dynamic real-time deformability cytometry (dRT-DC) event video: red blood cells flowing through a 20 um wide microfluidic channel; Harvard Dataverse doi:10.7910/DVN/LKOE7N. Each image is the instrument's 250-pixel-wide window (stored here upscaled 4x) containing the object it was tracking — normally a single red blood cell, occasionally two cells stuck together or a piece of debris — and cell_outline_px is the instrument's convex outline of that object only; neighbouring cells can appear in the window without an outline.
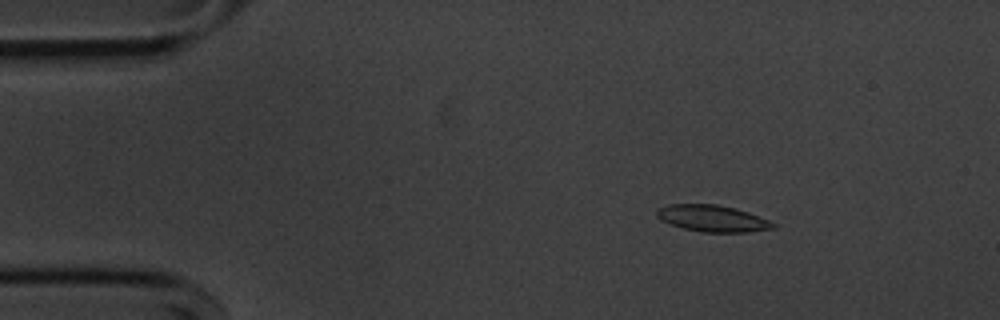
{"species": "common noctule bat (a hibernating species)", "species_latin": "Nyctalus noctula", "temperature_condition": "cold", "stored_images_in_passage": 55, "camera_frame_rate_fps": 3000, "um_per_image_px": 0.085, "animal": {"sex": "male", "body_mass_g": 20.1, "forearm_length_mm": 53.5}, "frame": {"image": 1, "passage_image": 8, "time_ms": 2.333, "image_size_px": [1000, 320], "cell_outline_px": [[776, 228], [748, 232], [700, 232], [684, 228], [660, 220], [656, 216], [656, 208], [668, 204], [716, 204], [736, 208], [748, 212], [768, 220], [776, 224]], "centroid_in_image_um": [60.54, 18.56], "position_along_channel_um": 24.5, "area_um2": 18.09}}
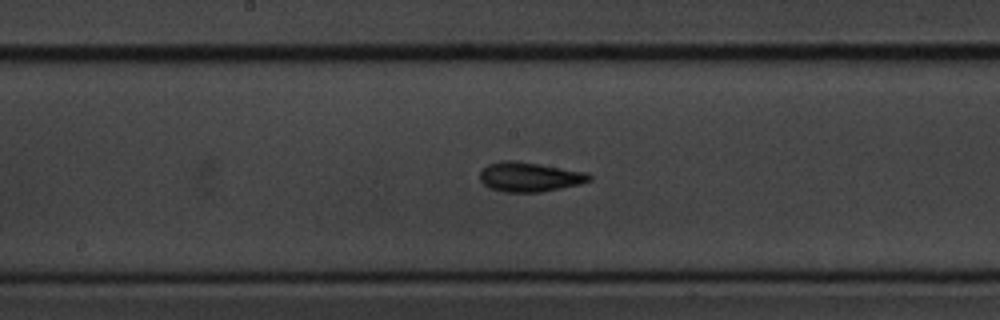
{"frame": {"image": 2, "passage_image": 28, "time_ms": 9.0, "image_size_px": [1000, 320], "cell_outline_px": [[592, 180], [580, 184], [540, 192], [504, 192], [488, 188], [480, 180], [480, 172], [488, 164], [504, 160], [516, 160], [588, 172], [592, 176]], "centroid_in_image_um": [45.02, 15.03], "position_along_channel_um": 203.2, "area_um2": 18.96}}
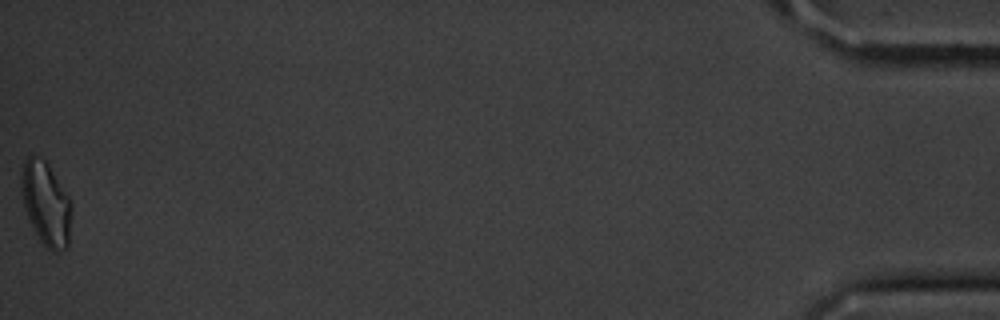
{"frame": {"image": 3, "passage_image": 55, "time_ms": 18.0, "image_size_px": [1000, 320], "cell_outline_px": [[68, 248], [56, 252], [52, 252], [44, 248], [28, 220], [24, 208], [20, 188], [20, 172], [24, 160], [32, 152], [44, 160], [48, 164], [68, 196]], "centroid_in_image_um": [3.81, 17.28], "position_along_channel_um": 431.4, "area_um2": 24.33}, "authors_computed_cell_mechanics": {"area_um2": 18.1492, "velocity_mm_per_s": 3.6284, "shape_relaxation_time_tau1_ms": 4.2509, "shape_relaxation_time_tau2_ms": 1.931, "deformation_change_tau1": 0.1311, "deformation_change_tau2": 0.0692}}